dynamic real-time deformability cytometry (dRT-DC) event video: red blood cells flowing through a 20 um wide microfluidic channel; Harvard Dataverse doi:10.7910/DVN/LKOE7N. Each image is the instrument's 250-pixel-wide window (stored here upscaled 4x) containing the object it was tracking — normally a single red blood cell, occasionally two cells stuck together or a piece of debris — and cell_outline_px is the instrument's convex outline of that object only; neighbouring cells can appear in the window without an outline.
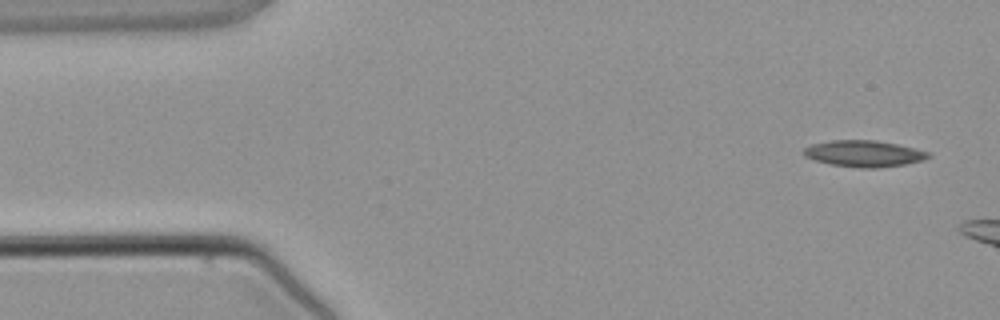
{"species": "common noctule bat (a hibernating species)", "species_latin": "Nyctalus noctula", "temperature_condition": "warm", "stored_images_in_passage": 2, "camera_frame_rate_fps": 3000, "um_per_image_px": 0.085, "animal": {"sex": "male", "body_mass_g": 21.5, "forearm_length_mm": 52.0}, "frame": {"image": 1, "passage_image": 1, "time_ms": 0.0, "image_size_px": [1000, 320], "cell_outline_px": [[932, 156], [924, 160], [904, 164], [880, 168], [860, 168], [832, 164], [816, 160], [804, 156], [800, 152], [804, 148], [812, 144], [832, 140], [876, 140], [916, 148], [928, 152]], "centroid_in_image_um": [73.44, 13.05], "position_along_channel_um": 11.6, "area_um2": 19.19}}